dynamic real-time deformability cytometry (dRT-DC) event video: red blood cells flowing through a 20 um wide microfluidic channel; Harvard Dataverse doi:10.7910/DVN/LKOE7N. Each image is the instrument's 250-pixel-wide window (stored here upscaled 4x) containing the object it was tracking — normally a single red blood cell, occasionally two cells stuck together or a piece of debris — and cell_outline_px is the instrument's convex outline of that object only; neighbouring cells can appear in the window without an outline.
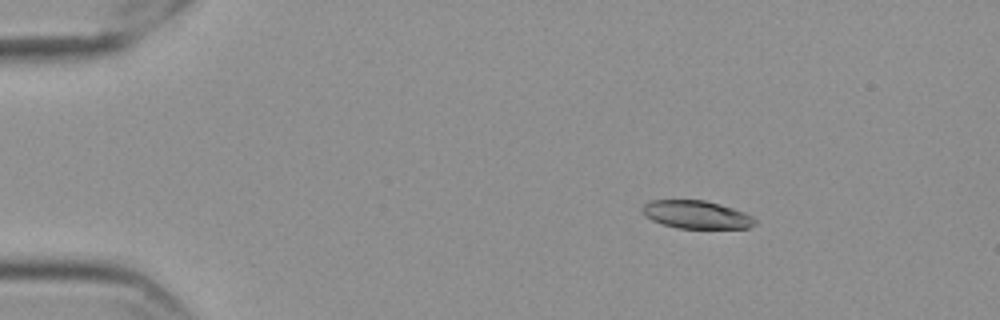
{"species": "Egyptian fruit bat (a non-hibernating species)", "species_latin": "Rousettus aegyptiacus", "temperature_condition": "cold", "stored_images_in_passage": 54, "camera_frame_rate_fps": 3000, "um_per_image_px": 0.085, "frame": {"image": 1, "passage_image": 6, "time_ms": 1.667, "image_size_px": [1000, 320], "cell_outline_px": [[756, 224], [748, 228], [676, 228], [652, 220], [644, 216], [640, 212], [640, 208], [648, 200], [704, 200], [720, 204], [744, 212], [752, 216], [756, 220]], "centroid_in_image_um": [59.15, 18.24], "position_along_channel_um": 25.8, "area_um2": 18.5}}
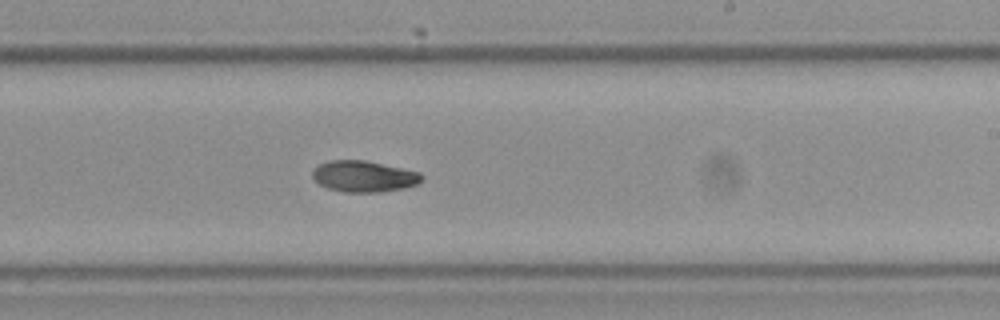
{"frame": {"image": 2, "passage_image": 32, "time_ms": 10.333, "image_size_px": [1000, 320], "cell_outline_px": [[424, 176], [416, 184], [404, 188], [380, 192], [344, 192], [328, 188], [320, 184], [312, 176], [312, 168], [328, 160], [364, 160], [420, 172]], "centroid_in_image_um": [30.9, 14.98], "position_along_channel_um": 258.1, "area_um2": 19.77}}
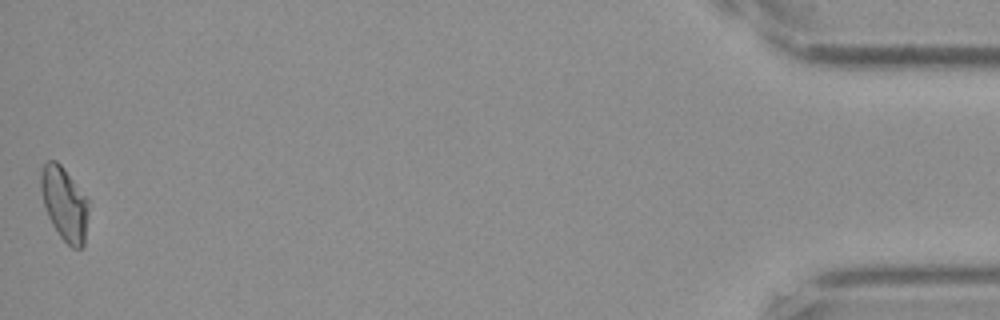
{"frame": {"image": 3, "passage_image": 54, "time_ms": 17.667, "image_size_px": [1000, 320], "cell_outline_px": [[88, 212], [84, 244], [80, 248], [72, 248], [60, 236], [52, 224], [48, 216], [44, 204], [40, 188], [40, 172], [44, 164], [48, 160], [56, 160], [64, 168], [88, 196]], "centroid_in_image_um": [5.48, 17.28], "position_along_channel_um": 429.7, "area_um2": 20.58}, "authors_computed_cell_mechanics": {"area_um2": 19.8832, "velocity_mm_per_s": 3.5577, "shape_relaxation_time_tau1_ms": 7.5, "shape_relaxation_time_tau2_ms": null, "deformation_change_tau1": 0.1893, "deformation_change_tau2": null}}